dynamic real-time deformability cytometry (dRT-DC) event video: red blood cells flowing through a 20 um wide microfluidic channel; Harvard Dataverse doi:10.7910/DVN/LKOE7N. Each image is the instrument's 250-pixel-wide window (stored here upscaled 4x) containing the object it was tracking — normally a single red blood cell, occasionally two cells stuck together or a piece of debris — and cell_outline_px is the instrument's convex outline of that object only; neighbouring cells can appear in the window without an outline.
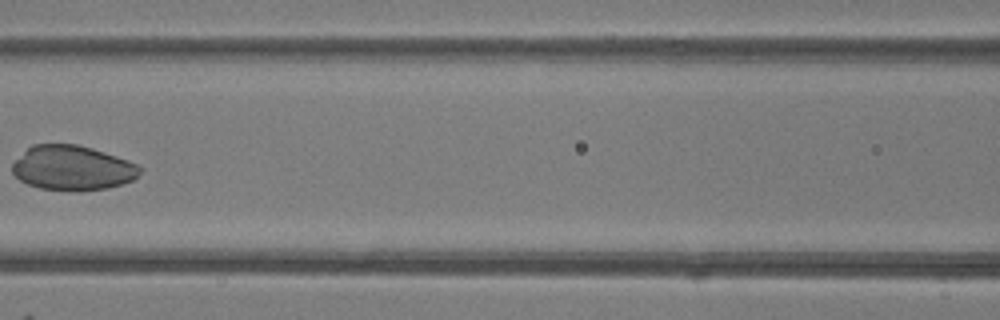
{"species": "common noctule bat (a hibernating species)", "species_latin": "Nyctalus noctula", "temperature_condition": "room temperature", "stored_images_in_passage": 6, "camera_frame_rate_fps": 3000, "um_per_image_px": 0.085, "animal": {"sex": "female"}, "frame": {"image": 1, "passage_image": 6, "time_ms": 5.667, "image_size_px": [1000, 320], "cell_outline_px": [[144, 168], [132, 180], [108, 188], [80, 192], [40, 188], [28, 184], [20, 180], [12, 172], [12, 164], [32, 144], [76, 144], [92, 148], [128, 160]], "centroid_in_image_um": [6.17, 14.28], "position_along_channel_um": 160.4, "area_um2": 33.23}}